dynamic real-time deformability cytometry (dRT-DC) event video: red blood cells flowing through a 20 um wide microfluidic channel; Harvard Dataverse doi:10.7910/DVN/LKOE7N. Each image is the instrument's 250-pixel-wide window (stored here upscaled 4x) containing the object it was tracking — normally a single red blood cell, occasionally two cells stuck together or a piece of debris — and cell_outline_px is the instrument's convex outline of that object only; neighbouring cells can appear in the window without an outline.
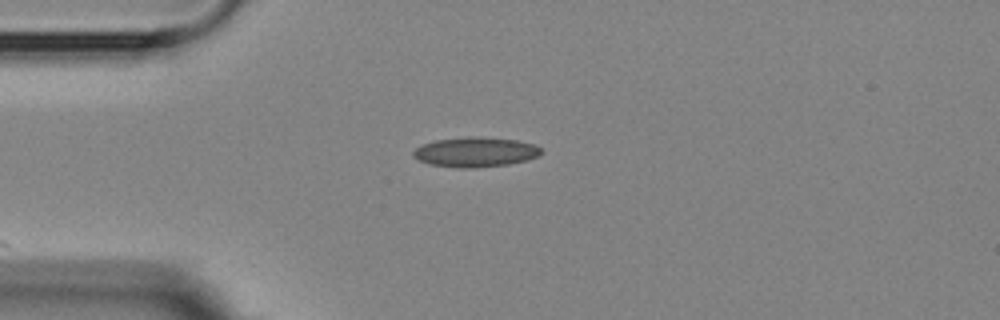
{"species": "Egyptian fruit bat (a non-hibernating species)", "species_latin": "Rousettus aegyptiacus", "temperature_condition": "room temperature", "stored_images_in_passage": 6, "camera_frame_rate_fps": 3000, "um_per_image_px": 0.085, "animal": {"sex": "female"}, "frame": {"image": 1, "passage_image": 1, "time_ms": 0.0, "image_size_px": [1000, 320], "cell_outline_px": [[540, 152], [536, 156], [528, 160], [508, 164], [472, 168], [456, 168], [428, 164], [412, 156], [412, 152], [416, 148], [424, 144], [436, 140], [468, 136], [472, 136], [516, 140], [532, 144], [540, 148]], "centroid_in_image_um": [40.36, 12.93], "position_along_channel_um": 44.6, "area_um2": 22.02}}
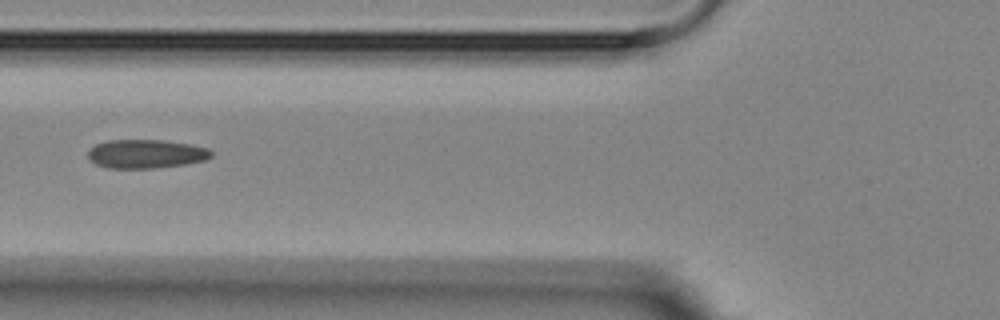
{"frame": {"image": 2, "passage_image": 3, "time_ms": 2.333, "image_size_px": [1000, 320], "cell_outline_px": [[212, 156], [204, 160], [184, 164], [152, 168], [108, 168], [96, 164], [88, 156], [88, 152], [96, 144], [108, 140], [164, 140], [192, 144], [208, 148], [212, 152]], "centroid_in_image_um": [12.43, 13.07], "position_along_channel_um": 113.4, "area_um2": 20.52}}